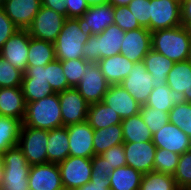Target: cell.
Segmentation results:
<instances>
[{
  "label": "cell",
  "instance_id": "obj_49",
  "mask_svg": "<svg viewBox=\"0 0 191 190\" xmlns=\"http://www.w3.org/2000/svg\"><path fill=\"white\" fill-rule=\"evenodd\" d=\"M92 173H106L108 177L111 176L112 171H108L106 160L101 155H94L91 158Z\"/></svg>",
  "mask_w": 191,
  "mask_h": 190
},
{
  "label": "cell",
  "instance_id": "obj_57",
  "mask_svg": "<svg viewBox=\"0 0 191 190\" xmlns=\"http://www.w3.org/2000/svg\"><path fill=\"white\" fill-rule=\"evenodd\" d=\"M191 62V39H190V46H189V54H188V59Z\"/></svg>",
  "mask_w": 191,
  "mask_h": 190
},
{
  "label": "cell",
  "instance_id": "obj_41",
  "mask_svg": "<svg viewBox=\"0 0 191 190\" xmlns=\"http://www.w3.org/2000/svg\"><path fill=\"white\" fill-rule=\"evenodd\" d=\"M24 73L0 56V88L21 87Z\"/></svg>",
  "mask_w": 191,
  "mask_h": 190
},
{
  "label": "cell",
  "instance_id": "obj_8",
  "mask_svg": "<svg viewBox=\"0 0 191 190\" xmlns=\"http://www.w3.org/2000/svg\"><path fill=\"white\" fill-rule=\"evenodd\" d=\"M58 167L64 190H75L91 181V158L68 156Z\"/></svg>",
  "mask_w": 191,
  "mask_h": 190
},
{
  "label": "cell",
  "instance_id": "obj_43",
  "mask_svg": "<svg viewBox=\"0 0 191 190\" xmlns=\"http://www.w3.org/2000/svg\"><path fill=\"white\" fill-rule=\"evenodd\" d=\"M114 24L119 26L123 31H130L141 28L137 19L134 18L128 6L114 7Z\"/></svg>",
  "mask_w": 191,
  "mask_h": 190
},
{
  "label": "cell",
  "instance_id": "obj_36",
  "mask_svg": "<svg viewBox=\"0 0 191 190\" xmlns=\"http://www.w3.org/2000/svg\"><path fill=\"white\" fill-rule=\"evenodd\" d=\"M169 122L182 129L191 138V103L178 100L169 111Z\"/></svg>",
  "mask_w": 191,
  "mask_h": 190
},
{
  "label": "cell",
  "instance_id": "obj_45",
  "mask_svg": "<svg viewBox=\"0 0 191 190\" xmlns=\"http://www.w3.org/2000/svg\"><path fill=\"white\" fill-rule=\"evenodd\" d=\"M101 156L106 160L108 171L127 165L123 144L109 148Z\"/></svg>",
  "mask_w": 191,
  "mask_h": 190
},
{
  "label": "cell",
  "instance_id": "obj_2",
  "mask_svg": "<svg viewBox=\"0 0 191 190\" xmlns=\"http://www.w3.org/2000/svg\"><path fill=\"white\" fill-rule=\"evenodd\" d=\"M190 39L182 25L151 32L152 49L175 63L188 59Z\"/></svg>",
  "mask_w": 191,
  "mask_h": 190
},
{
  "label": "cell",
  "instance_id": "obj_9",
  "mask_svg": "<svg viewBox=\"0 0 191 190\" xmlns=\"http://www.w3.org/2000/svg\"><path fill=\"white\" fill-rule=\"evenodd\" d=\"M150 16V32L177 27L181 25V2L150 0Z\"/></svg>",
  "mask_w": 191,
  "mask_h": 190
},
{
  "label": "cell",
  "instance_id": "obj_27",
  "mask_svg": "<svg viewBox=\"0 0 191 190\" xmlns=\"http://www.w3.org/2000/svg\"><path fill=\"white\" fill-rule=\"evenodd\" d=\"M67 126L48 131L47 163H60L69 156Z\"/></svg>",
  "mask_w": 191,
  "mask_h": 190
},
{
  "label": "cell",
  "instance_id": "obj_7",
  "mask_svg": "<svg viewBox=\"0 0 191 190\" xmlns=\"http://www.w3.org/2000/svg\"><path fill=\"white\" fill-rule=\"evenodd\" d=\"M66 19L61 13L42 6L27 31L31 37L55 43Z\"/></svg>",
  "mask_w": 191,
  "mask_h": 190
},
{
  "label": "cell",
  "instance_id": "obj_54",
  "mask_svg": "<svg viewBox=\"0 0 191 190\" xmlns=\"http://www.w3.org/2000/svg\"><path fill=\"white\" fill-rule=\"evenodd\" d=\"M3 171H4V163H3L2 156L0 155V182L3 175Z\"/></svg>",
  "mask_w": 191,
  "mask_h": 190
},
{
  "label": "cell",
  "instance_id": "obj_53",
  "mask_svg": "<svg viewBox=\"0 0 191 190\" xmlns=\"http://www.w3.org/2000/svg\"><path fill=\"white\" fill-rule=\"evenodd\" d=\"M131 0H109V3L113 5L114 7L116 6H127Z\"/></svg>",
  "mask_w": 191,
  "mask_h": 190
},
{
  "label": "cell",
  "instance_id": "obj_35",
  "mask_svg": "<svg viewBox=\"0 0 191 190\" xmlns=\"http://www.w3.org/2000/svg\"><path fill=\"white\" fill-rule=\"evenodd\" d=\"M179 99L167 84L153 88L146 102V106L169 112Z\"/></svg>",
  "mask_w": 191,
  "mask_h": 190
},
{
  "label": "cell",
  "instance_id": "obj_11",
  "mask_svg": "<svg viewBox=\"0 0 191 190\" xmlns=\"http://www.w3.org/2000/svg\"><path fill=\"white\" fill-rule=\"evenodd\" d=\"M21 88L26 103L38 101L55 93L47 80V65L27 66Z\"/></svg>",
  "mask_w": 191,
  "mask_h": 190
},
{
  "label": "cell",
  "instance_id": "obj_39",
  "mask_svg": "<svg viewBox=\"0 0 191 190\" xmlns=\"http://www.w3.org/2000/svg\"><path fill=\"white\" fill-rule=\"evenodd\" d=\"M173 178L179 190H191V149L180 155Z\"/></svg>",
  "mask_w": 191,
  "mask_h": 190
},
{
  "label": "cell",
  "instance_id": "obj_34",
  "mask_svg": "<svg viewBox=\"0 0 191 190\" xmlns=\"http://www.w3.org/2000/svg\"><path fill=\"white\" fill-rule=\"evenodd\" d=\"M139 190H179L173 175L149 172L143 174Z\"/></svg>",
  "mask_w": 191,
  "mask_h": 190
},
{
  "label": "cell",
  "instance_id": "obj_44",
  "mask_svg": "<svg viewBox=\"0 0 191 190\" xmlns=\"http://www.w3.org/2000/svg\"><path fill=\"white\" fill-rule=\"evenodd\" d=\"M127 6L140 26L149 30L150 0H131Z\"/></svg>",
  "mask_w": 191,
  "mask_h": 190
},
{
  "label": "cell",
  "instance_id": "obj_30",
  "mask_svg": "<svg viewBox=\"0 0 191 190\" xmlns=\"http://www.w3.org/2000/svg\"><path fill=\"white\" fill-rule=\"evenodd\" d=\"M143 174L127 165L112 171L110 180L111 190H139Z\"/></svg>",
  "mask_w": 191,
  "mask_h": 190
},
{
  "label": "cell",
  "instance_id": "obj_56",
  "mask_svg": "<svg viewBox=\"0 0 191 190\" xmlns=\"http://www.w3.org/2000/svg\"><path fill=\"white\" fill-rule=\"evenodd\" d=\"M188 102L191 103V83L188 88Z\"/></svg>",
  "mask_w": 191,
  "mask_h": 190
},
{
  "label": "cell",
  "instance_id": "obj_14",
  "mask_svg": "<svg viewBox=\"0 0 191 190\" xmlns=\"http://www.w3.org/2000/svg\"><path fill=\"white\" fill-rule=\"evenodd\" d=\"M30 37L27 29H19L8 38L0 49V56L23 73H25L27 69Z\"/></svg>",
  "mask_w": 191,
  "mask_h": 190
},
{
  "label": "cell",
  "instance_id": "obj_46",
  "mask_svg": "<svg viewBox=\"0 0 191 190\" xmlns=\"http://www.w3.org/2000/svg\"><path fill=\"white\" fill-rule=\"evenodd\" d=\"M17 30L19 28L6 15L4 9L0 7V49Z\"/></svg>",
  "mask_w": 191,
  "mask_h": 190
},
{
  "label": "cell",
  "instance_id": "obj_29",
  "mask_svg": "<svg viewBox=\"0 0 191 190\" xmlns=\"http://www.w3.org/2000/svg\"><path fill=\"white\" fill-rule=\"evenodd\" d=\"M87 122L93 129L106 128L122 122L121 117L104 102L89 104Z\"/></svg>",
  "mask_w": 191,
  "mask_h": 190
},
{
  "label": "cell",
  "instance_id": "obj_19",
  "mask_svg": "<svg viewBox=\"0 0 191 190\" xmlns=\"http://www.w3.org/2000/svg\"><path fill=\"white\" fill-rule=\"evenodd\" d=\"M28 184L30 190H64L56 163L30 166Z\"/></svg>",
  "mask_w": 191,
  "mask_h": 190
},
{
  "label": "cell",
  "instance_id": "obj_42",
  "mask_svg": "<svg viewBox=\"0 0 191 190\" xmlns=\"http://www.w3.org/2000/svg\"><path fill=\"white\" fill-rule=\"evenodd\" d=\"M47 80L55 93L71 88L64 75L62 62L60 60L55 59L47 64Z\"/></svg>",
  "mask_w": 191,
  "mask_h": 190
},
{
  "label": "cell",
  "instance_id": "obj_24",
  "mask_svg": "<svg viewBox=\"0 0 191 190\" xmlns=\"http://www.w3.org/2000/svg\"><path fill=\"white\" fill-rule=\"evenodd\" d=\"M191 83V62L189 60L174 63L167 75V85L175 96L188 102V88Z\"/></svg>",
  "mask_w": 191,
  "mask_h": 190
},
{
  "label": "cell",
  "instance_id": "obj_26",
  "mask_svg": "<svg viewBox=\"0 0 191 190\" xmlns=\"http://www.w3.org/2000/svg\"><path fill=\"white\" fill-rule=\"evenodd\" d=\"M143 63L150 73L153 88H158L167 83L168 72L172 69L174 61L151 49L143 58Z\"/></svg>",
  "mask_w": 191,
  "mask_h": 190
},
{
  "label": "cell",
  "instance_id": "obj_13",
  "mask_svg": "<svg viewBox=\"0 0 191 190\" xmlns=\"http://www.w3.org/2000/svg\"><path fill=\"white\" fill-rule=\"evenodd\" d=\"M120 85L140 104L145 105L153 89L150 73L143 61L136 62Z\"/></svg>",
  "mask_w": 191,
  "mask_h": 190
},
{
  "label": "cell",
  "instance_id": "obj_25",
  "mask_svg": "<svg viewBox=\"0 0 191 190\" xmlns=\"http://www.w3.org/2000/svg\"><path fill=\"white\" fill-rule=\"evenodd\" d=\"M97 64L107 82L110 85H118L128 76L134 62L128 60L120 53L100 59Z\"/></svg>",
  "mask_w": 191,
  "mask_h": 190
},
{
  "label": "cell",
  "instance_id": "obj_10",
  "mask_svg": "<svg viewBox=\"0 0 191 190\" xmlns=\"http://www.w3.org/2000/svg\"><path fill=\"white\" fill-rule=\"evenodd\" d=\"M109 86L98 64L90 63L75 88L89 104H92L103 101Z\"/></svg>",
  "mask_w": 191,
  "mask_h": 190
},
{
  "label": "cell",
  "instance_id": "obj_6",
  "mask_svg": "<svg viewBox=\"0 0 191 190\" xmlns=\"http://www.w3.org/2000/svg\"><path fill=\"white\" fill-rule=\"evenodd\" d=\"M47 142L48 130L22 124L18 147L22 150L30 166L47 163Z\"/></svg>",
  "mask_w": 191,
  "mask_h": 190
},
{
  "label": "cell",
  "instance_id": "obj_38",
  "mask_svg": "<svg viewBox=\"0 0 191 190\" xmlns=\"http://www.w3.org/2000/svg\"><path fill=\"white\" fill-rule=\"evenodd\" d=\"M180 154L167 149L156 148L154 171L173 175L176 171Z\"/></svg>",
  "mask_w": 191,
  "mask_h": 190
},
{
  "label": "cell",
  "instance_id": "obj_40",
  "mask_svg": "<svg viewBox=\"0 0 191 190\" xmlns=\"http://www.w3.org/2000/svg\"><path fill=\"white\" fill-rule=\"evenodd\" d=\"M61 62L68 85L75 88L79 84L84 75V71L90 62L86 61L84 58L70 59Z\"/></svg>",
  "mask_w": 191,
  "mask_h": 190
},
{
  "label": "cell",
  "instance_id": "obj_3",
  "mask_svg": "<svg viewBox=\"0 0 191 190\" xmlns=\"http://www.w3.org/2000/svg\"><path fill=\"white\" fill-rule=\"evenodd\" d=\"M125 31L119 26L109 25L97 35H91L83 46V58L90 63L120 54Z\"/></svg>",
  "mask_w": 191,
  "mask_h": 190
},
{
  "label": "cell",
  "instance_id": "obj_17",
  "mask_svg": "<svg viewBox=\"0 0 191 190\" xmlns=\"http://www.w3.org/2000/svg\"><path fill=\"white\" fill-rule=\"evenodd\" d=\"M152 142L156 148L167 149L180 155L191 149V138L170 122L152 135Z\"/></svg>",
  "mask_w": 191,
  "mask_h": 190
},
{
  "label": "cell",
  "instance_id": "obj_50",
  "mask_svg": "<svg viewBox=\"0 0 191 190\" xmlns=\"http://www.w3.org/2000/svg\"><path fill=\"white\" fill-rule=\"evenodd\" d=\"M66 0H42V6L66 16Z\"/></svg>",
  "mask_w": 191,
  "mask_h": 190
},
{
  "label": "cell",
  "instance_id": "obj_52",
  "mask_svg": "<svg viewBox=\"0 0 191 190\" xmlns=\"http://www.w3.org/2000/svg\"><path fill=\"white\" fill-rule=\"evenodd\" d=\"M108 3H109V0H87V4L89 7L105 5Z\"/></svg>",
  "mask_w": 191,
  "mask_h": 190
},
{
  "label": "cell",
  "instance_id": "obj_18",
  "mask_svg": "<svg viewBox=\"0 0 191 190\" xmlns=\"http://www.w3.org/2000/svg\"><path fill=\"white\" fill-rule=\"evenodd\" d=\"M114 6L110 3L92 6L81 16L77 17L79 27L85 34L97 35L109 25L114 24Z\"/></svg>",
  "mask_w": 191,
  "mask_h": 190
},
{
  "label": "cell",
  "instance_id": "obj_33",
  "mask_svg": "<svg viewBox=\"0 0 191 190\" xmlns=\"http://www.w3.org/2000/svg\"><path fill=\"white\" fill-rule=\"evenodd\" d=\"M22 121L0 115V155L18 145Z\"/></svg>",
  "mask_w": 191,
  "mask_h": 190
},
{
  "label": "cell",
  "instance_id": "obj_32",
  "mask_svg": "<svg viewBox=\"0 0 191 190\" xmlns=\"http://www.w3.org/2000/svg\"><path fill=\"white\" fill-rule=\"evenodd\" d=\"M124 142H147L152 140L150 129L145 124L140 113L122 119Z\"/></svg>",
  "mask_w": 191,
  "mask_h": 190
},
{
  "label": "cell",
  "instance_id": "obj_22",
  "mask_svg": "<svg viewBox=\"0 0 191 190\" xmlns=\"http://www.w3.org/2000/svg\"><path fill=\"white\" fill-rule=\"evenodd\" d=\"M125 119L140 113L141 105L120 84L110 85L103 101Z\"/></svg>",
  "mask_w": 191,
  "mask_h": 190
},
{
  "label": "cell",
  "instance_id": "obj_4",
  "mask_svg": "<svg viewBox=\"0 0 191 190\" xmlns=\"http://www.w3.org/2000/svg\"><path fill=\"white\" fill-rule=\"evenodd\" d=\"M1 156L4 163L2 190H30L28 184L30 165L18 145L8 149Z\"/></svg>",
  "mask_w": 191,
  "mask_h": 190
},
{
  "label": "cell",
  "instance_id": "obj_55",
  "mask_svg": "<svg viewBox=\"0 0 191 190\" xmlns=\"http://www.w3.org/2000/svg\"><path fill=\"white\" fill-rule=\"evenodd\" d=\"M184 28L186 29L187 34H188L189 37L191 38V21H189V22L184 26Z\"/></svg>",
  "mask_w": 191,
  "mask_h": 190
},
{
  "label": "cell",
  "instance_id": "obj_1",
  "mask_svg": "<svg viewBox=\"0 0 191 190\" xmlns=\"http://www.w3.org/2000/svg\"><path fill=\"white\" fill-rule=\"evenodd\" d=\"M22 124L48 131L63 127L58 93L27 103Z\"/></svg>",
  "mask_w": 191,
  "mask_h": 190
},
{
  "label": "cell",
  "instance_id": "obj_21",
  "mask_svg": "<svg viewBox=\"0 0 191 190\" xmlns=\"http://www.w3.org/2000/svg\"><path fill=\"white\" fill-rule=\"evenodd\" d=\"M42 7V0H7L2 8L19 29H27Z\"/></svg>",
  "mask_w": 191,
  "mask_h": 190
},
{
  "label": "cell",
  "instance_id": "obj_48",
  "mask_svg": "<svg viewBox=\"0 0 191 190\" xmlns=\"http://www.w3.org/2000/svg\"><path fill=\"white\" fill-rule=\"evenodd\" d=\"M66 18L81 17L88 9L87 0H66Z\"/></svg>",
  "mask_w": 191,
  "mask_h": 190
},
{
  "label": "cell",
  "instance_id": "obj_23",
  "mask_svg": "<svg viewBox=\"0 0 191 190\" xmlns=\"http://www.w3.org/2000/svg\"><path fill=\"white\" fill-rule=\"evenodd\" d=\"M26 105L21 87L0 88V115L23 121Z\"/></svg>",
  "mask_w": 191,
  "mask_h": 190
},
{
  "label": "cell",
  "instance_id": "obj_31",
  "mask_svg": "<svg viewBox=\"0 0 191 190\" xmlns=\"http://www.w3.org/2000/svg\"><path fill=\"white\" fill-rule=\"evenodd\" d=\"M27 66H46L56 59L54 43L30 37Z\"/></svg>",
  "mask_w": 191,
  "mask_h": 190
},
{
  "label": "cell",
  "instance_id": "obj_12",
  "mask_svg": "<svg viewBox=\"0 0 191 190\" xmlns=\"http://www.w3.org/2000/svg\"><path fill=\"white\" fill-rule=\"evenodd\" d=\"M63 126L87 121L89 103L74 87L58 93Z\"/></svg>",
  "mask_w": 191,
  "mask_h": 190
},
{
  "label": "cell",
  "instance_id": "obj_47",
  "mask_svg": "<svg viewBox=\"0 0 191 190\" xmlns=\"http://www.w3.org/2000/svg\"><path fill=\"white\" fill-rule=\"evenodd\" d=\"M75 190H111L110 180L106 173H92L91 181Z\"/></svg>",
  "mask_w": 191,
  "mask_h": 190
},
{
  "label": "cell",
  "instance_id": "obj_28",
  "mask_svg": "<svg viewBox=\"0 0 191 190\" xmlns=\"http://www.w3.org/2000/svg\"><path fill=\"white\" fill-rule=\"evenodd\" d=\"M124 143L121 123L106 128L94 129V155H101L111 147Z\"/></svg>",
  "mask_w": 191,
  "mask_h": 190
},
{
  "label": "cell",
  "instance_id": "obj_5",
  "mask_svg": "<svg viewBox=\"0 0 191 190\" xmlns=\"http://www.w3.org/2000/svg\"><path fill=\"white\" fill-rule=\"evenodd\" d=\"M92 34H85L76 18H67L54 45L57 60L83 58V46Z\"/></svg>",
  "mask_w": 191,
  "mask_h": 190
},
{
  "label": "cell",
  "instance_id": "obj_20",
  "mask_svg": "<svg viewBox=\"0 0 191 190\" xmlns=\"http://www.w3.org/2000/svg\"><path fill=\"white\" fill-rule=\"evenodd\" d=\"M69 156L92 158L94 156V129L87 121L67 126Z\"/></svg>",
  "mask_w": 191,
  "mask_h": 190
},
{
  "label": "cell",
  "instance_id": "obj_15",
  "mask_svg": "<svg viewBox=\"0 0 191 190\" xmlns=\"http://www.w3.org/2000/svg\"><path fill=\"white\" fill-rule=\"evenodd\" d=\"M124 151L127 166L142 174L154 171L156 146L152 140L147 142H124Z\"/></svg>",
  "mask_w": 191,
  "mask_h": 190
},
{
  "label": "cell",
  "instance_id": "obj_58",
  "mask_svg": "<svg viewBox=\"0 0 191 190\" xmlns=\"http://www.w3.org/2000/svg\"><path fill=\"white\" fill-rule=\"evenodd\" d=\"M5 0H0V7L3 6Z\"/></svg>",
  "mask_w": 191,
  "mask_h": 190
},
{
  "label": "cell",
  "instance_id": "obj_51",
  "mask_svg": "<svg viewBox=\"0 0 191 190\" xmlns=\"http://www.w3.org/2000/svg\"><path fill=\"white\" fill-rule=\"evenodd\" d=\"M191 21V0L181 2V25L185 26Z\"/></svg>",
  "mask_w": 191,
  "mask_h": 190
},
{
  "label": "cell",
  "instance_id": "obj_37",
  "mask_svg": "<svg viewBox=\"0 0 191 190\" xmlns=\"http://www.w3.org/2000/svg\"><path fill=\"white\" fill-rule=\"evenodd\" d=\"M140 114L152 135L169 122V112L161 109L141 105Z\"/></svg>",
  "mask_w": 191,
  "mask_h": 190
},
{
  "label": "cell",
  "instance_id": "obj_16",
  "mask_svg": "<svg viewBox=\"0 0 191 190\" xmlns=\"http://www.w3.org/2000/svg\"><path fill=\"white\" fill-rule=\"evenodd\" d=\"M152 49L151 32L144 27L125 31L120 53L128 60L136 63Z\"/></svg>",
  "mask_w": 191,
  "mask_h": 190
}]
</instances>
